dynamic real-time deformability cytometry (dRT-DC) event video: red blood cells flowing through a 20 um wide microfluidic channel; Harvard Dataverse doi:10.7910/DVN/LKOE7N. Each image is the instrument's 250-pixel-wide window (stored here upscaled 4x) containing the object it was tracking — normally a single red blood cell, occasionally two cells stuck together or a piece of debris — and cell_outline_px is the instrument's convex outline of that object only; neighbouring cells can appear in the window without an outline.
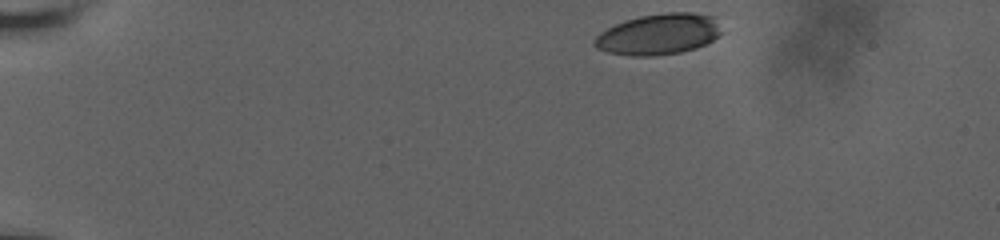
{"species": "human", "species_latin": "Homo sapiens", "temperature_condition": "room temperature", "stored_images_in_passage": 42, "camera_frame_rate_fps": 3000, "um_per_image_px": 0.085, "donor": {"sex": "male"}, "frame": {"image": 1, "passage_image": 1, "time_ms": 0.0, "image_size_px": [1000, 240], "cell_outline_px": [[724, 32], [720, 36], [696, 48], [680, 52], [652, 56], [632, 56], [608, 52], [596, 48], [592, 44], [592, 40], [600, 32], [624, 20], [640, 16], [668, 12], [692, 12], [716, 16]], "centroid_in_image_um": [56.02, 2.9], "position_along_channel_um": 29.0, "area_um2": 30.69}}
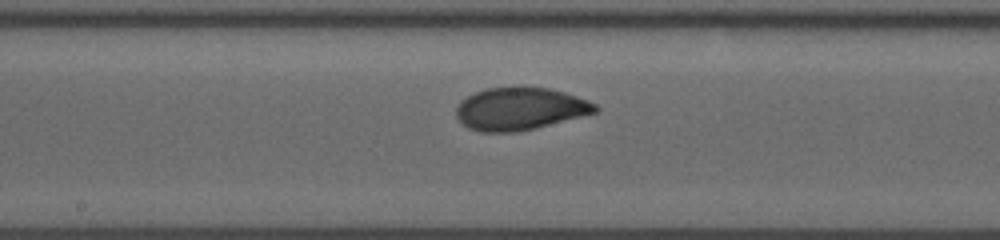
{"frame": {"image": 2, "passage_image": 24, "time_ms": 7.667, "image_size_px": [1000, 240], "cell_outline_px": [[600, 108], [596, 112], [536, 128], [516, 132], [480, 132], [468, 128], [456, 116], [456, 108], [460, 100], [484, 88], [520, 84], [548, 88], [564, 92], [588, 100], [596, 104]], "centroid_in_image_um": [44.18, 9.21], "position_along_channel_um": 204.0, "area_um2": 35.08}}
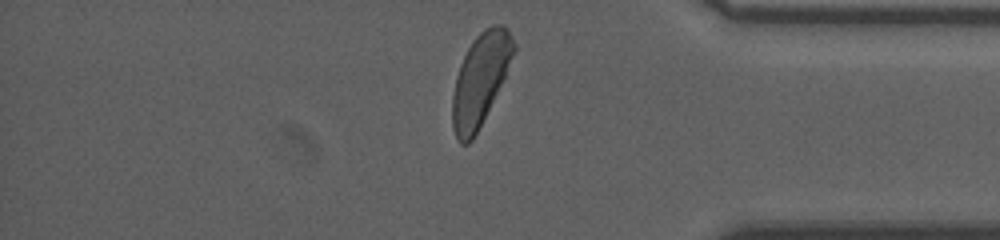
{"frame": {"image": 3, "passage_image": 41, "time_ms": 13.333, "image_size_px": [1000, 240], "cell_outline_px": [[516, 48], [504, 76], [472, 140], [468, 144], [460, 144], [456, 140], [452, 128], [452, 96], [456, 76], [460, 64], [472, 40], [484, 28], [492, 24], [500, 24], [508, 28], [516, 44]], "centroid_in_image_um": [40.8, 6.73], "position_along_channel_um": 394.4, "area_um2": 32.31}, "authors_computed_cell_mechanics": {"area_um2": 33.7552, "velocity_mm_per_s": 3.6244, "shape_relaxation_time_tau1_ms": 3.6333, "shape_relaxation_time_tau2_ms": 1.0705, "deformation_change_tau1": 0.1355, "deformation_change_tau2": 0.0484}}